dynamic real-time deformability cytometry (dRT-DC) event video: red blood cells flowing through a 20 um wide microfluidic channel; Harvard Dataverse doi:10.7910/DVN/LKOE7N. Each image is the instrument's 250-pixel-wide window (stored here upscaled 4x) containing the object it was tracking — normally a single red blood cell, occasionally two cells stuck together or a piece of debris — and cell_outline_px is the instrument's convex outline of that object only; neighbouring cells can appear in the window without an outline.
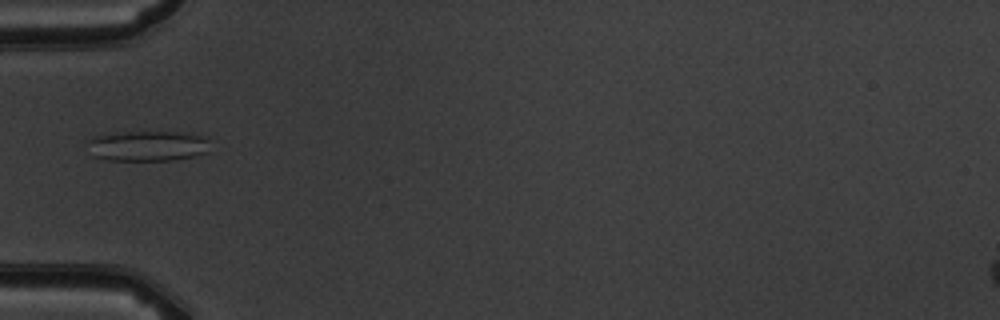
{"species": "common noctule bat (a hibernating species)", "species_latin": "Nyctalus noctula", "temperature_condition": "warm", "stored_images_in_passage": 2, "camera_frame_rate_fps": 3000, "um_per_image_px": 0.085, "animal": {"sex": "male", "body_mass_g": 19.5, "forearm_length_mm": 54.6}, "frame": {"image": 1, "passage_image": 1, "time_ms": 0.0, "image_size_px": [1000, 320], "cell_outline_px": [[208, 152], [196, 156], [172, 160], [108, 160], [92, 156], [84, 144], [84, 140], [92, 136], [112, 132], [192, 132], [208, 136]], "centroid_in_image_um": [12.49, 12.38], "position_along_channel_um": 72.5, "area_um2": 22.54}}
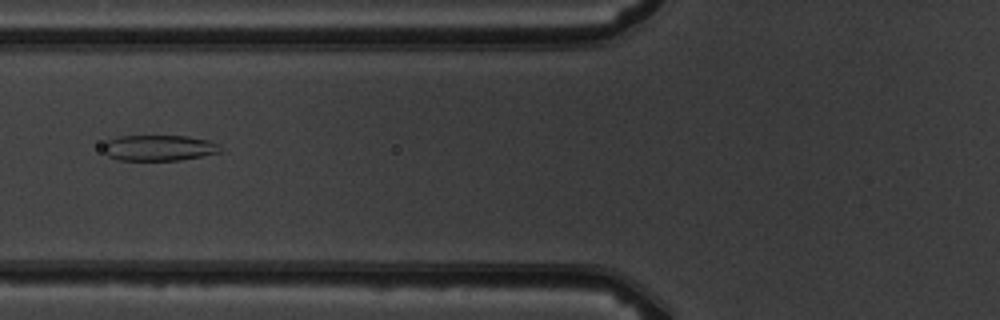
{"frame": {"image": 2, "passage_image": 2, "time_ms": 1.0, "image_size_px": [1000, 320], "cell_outline_px": [[220, 152], [180, 160], [120, 160], [108, 156], [104, 152], [104, 144], [108, 140], [120, 136], [188, 136], [208, 140], [216, 144]], "centroid_in_image_um": [13.46, 12.57], "position_along_channel_um": 112.3, "area_um2": 17.28}}